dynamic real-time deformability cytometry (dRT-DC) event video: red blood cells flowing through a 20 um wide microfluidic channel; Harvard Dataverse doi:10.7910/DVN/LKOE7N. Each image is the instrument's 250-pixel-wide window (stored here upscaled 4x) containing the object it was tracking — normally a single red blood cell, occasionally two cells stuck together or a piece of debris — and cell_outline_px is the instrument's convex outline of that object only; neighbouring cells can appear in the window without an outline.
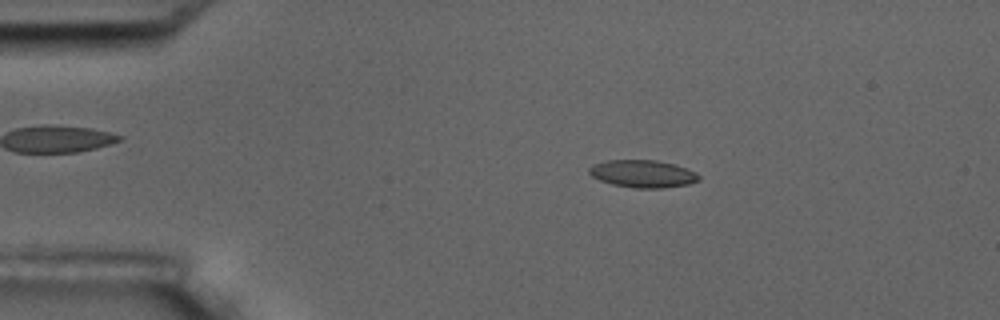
{"species": "common noctule bat (a hibernating species)", "species_latin": "Nyctalus noctula", "temperature_condition": "room temperature", "stored_images_in_passage": 5, "camera_frame_rate_fps": 3000, "um_per_image_px": 0.085, "animal": {"sex": "male", "body_mass_g": 17.5, "forearm_length_mm": 52.3}, "frame": {"image": 1, "passage_image": 2, "time_ms": 1.333, "image_size_px": [1000, 320], "cell_outline_px": [[700, 180], [688, 184], [660, 188], [636, 188], [612, 184], [600, 180], [592, 176], [588, 172], [588, 168], [592, 164], [608, 160], [656, 160], [672, 164], [696, 172], [700, 176]], "centroid_in_image_um": [54.61, 14.77], "position_along_channel_um": 30.4, "area_um2": 17.46}}
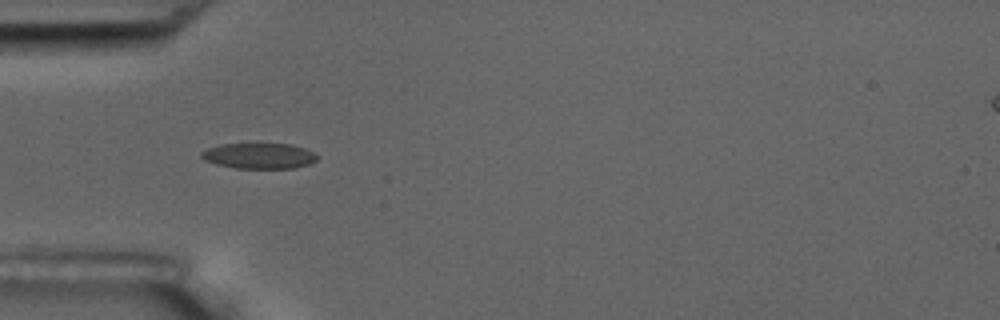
{"frame": {"image": 2, "passage_image": 4, "time_ms": 3.667, "image_size_px": [1000, 320], "cell_outline_px": [[316, 160], [308, 164], [292, 168], [236, 168], [216, 164], [204, 160], [200, 156], [200, 152], [208, 148], [220, 144], [292, 144], [304, 148], [312, 152], [316, 156]], "centroid_in_image_um": [21.97, 13.24], "position_along_channel_um": 63.0, "area_um2": 17.11}}